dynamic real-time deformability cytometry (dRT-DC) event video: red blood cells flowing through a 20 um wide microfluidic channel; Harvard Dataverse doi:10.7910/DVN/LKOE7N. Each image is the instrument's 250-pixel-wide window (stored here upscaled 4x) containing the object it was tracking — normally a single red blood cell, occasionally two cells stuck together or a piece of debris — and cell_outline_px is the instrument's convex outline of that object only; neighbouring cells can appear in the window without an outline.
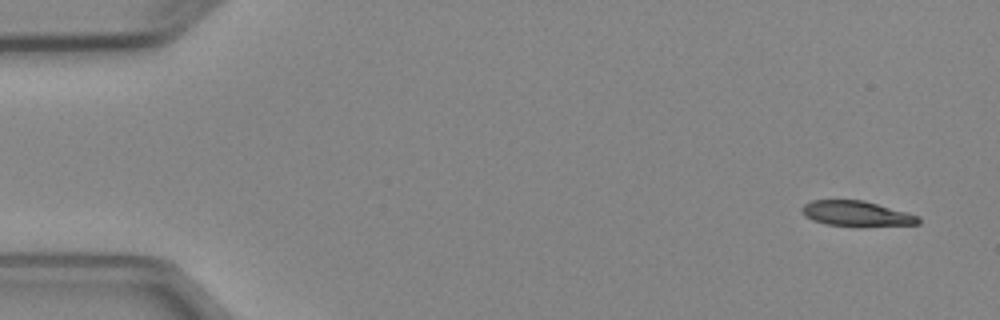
{"species": "Egyptian fruit bat (a non-hibernating species)", "species_latin": "Rousettus aegyptiacus", "temperature_condition": "cold", "stored_images_in_passage": 6, "camera_frame_rate_fps": 3000, "um_per_image_px": 0.085, "animal": {"sex": "female"}, "frame": {"image": 1, "passage_image": 1, "time_ms": 0.0, "image_size_px": [1000, 320], "cell_outline_px": [[920, 224], [828, 224], [812, 220], [804, 216], [800, 208], [804, 204], [812, 200], [864, 200], [908, 212], [920, 216]], "centroid_in_image_um": [72.76, 18.11], "position_along_channel_um": 12.2, "area_um2": 16.47}}
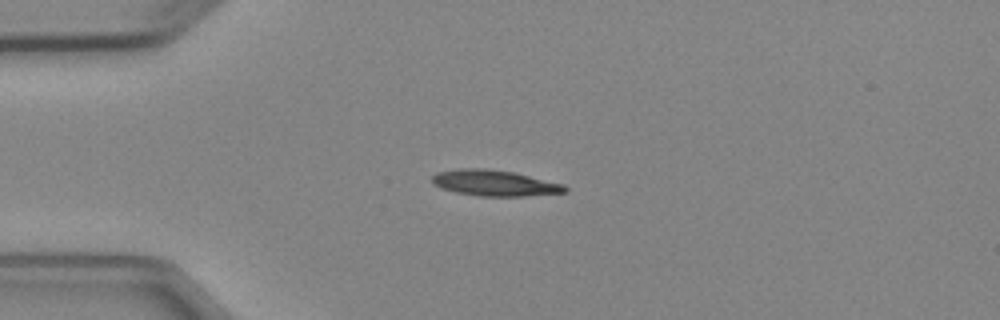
{"frame": {"image": 2, "passage_image": 4, "time_ms": 3.333, "image_size_px": [1000, 320], "cell_outline_px": [[568, 192], [524, 196], [480, 196], [456, 192], [440, 188], [432, 184], [432, 176], [440, 172], [460, 168], [484, 168], [512, 172], [564, 184], [568, 188]], "centroid_in_image_um": [42.04, 15.56], "position_along_channel_um": 43.0, "area_um2": 19.94}}
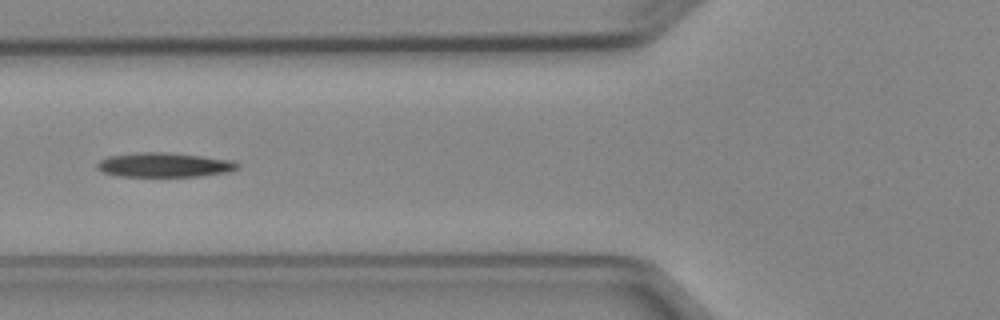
{"frame": {"image": 3, "passage_image": 6, "time_ms": 5.667, "image_size_px": [1000, 320], "cell_outline_px": [[240, 168], [228, 172], [200, 176], [116, 176], [104, 172], [96, 168], [96, 164], [100, 160], [108, 156], [136, 152], [168, 152], [232, 160], [240, 164]], "centroid_in_image_um": [13.96, 14.01], "position_along_channel_um": 111.8, "area_um2": 20.06}}